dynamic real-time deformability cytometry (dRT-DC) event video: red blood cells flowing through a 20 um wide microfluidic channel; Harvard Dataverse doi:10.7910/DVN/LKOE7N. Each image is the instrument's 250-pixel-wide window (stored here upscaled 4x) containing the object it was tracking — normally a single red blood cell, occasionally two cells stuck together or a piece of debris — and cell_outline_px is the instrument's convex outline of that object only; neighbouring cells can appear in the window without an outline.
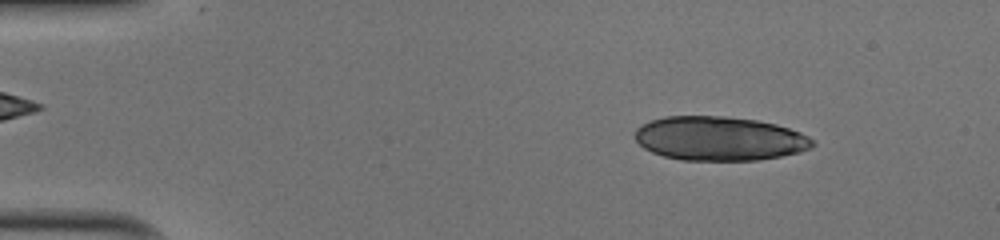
{"species": "human", "species_latin": "Homo sapiens", "temperature_condition": "cold", "stored_images_in_passage": 49, "segment_of_instrument_passage": [1, 2], "camera_frame_rate_fps": 3000, "um_per_image_px": 0.085, "donor": {"sex": "male"}, "frame": {"image": 1, "passage_image": 6, "time_ms": 1.667, "image_size_px": [1000, 240], "cell_outline_px": [[816, 144], [812, 148], [800, 152], [780, 156], [756, 160], [680, 160], [664, 156], [652, 152], [644, 148], [636, 140], [636, 128], [652, 120], [664, 116], [724, 116], [756, 120], [776, 124], [800, 132], [808, 136]], "centroid_in_image_um": [61.17, 11.78], "position_along_channel_um": 23.8, "area_um2": 45.55}}